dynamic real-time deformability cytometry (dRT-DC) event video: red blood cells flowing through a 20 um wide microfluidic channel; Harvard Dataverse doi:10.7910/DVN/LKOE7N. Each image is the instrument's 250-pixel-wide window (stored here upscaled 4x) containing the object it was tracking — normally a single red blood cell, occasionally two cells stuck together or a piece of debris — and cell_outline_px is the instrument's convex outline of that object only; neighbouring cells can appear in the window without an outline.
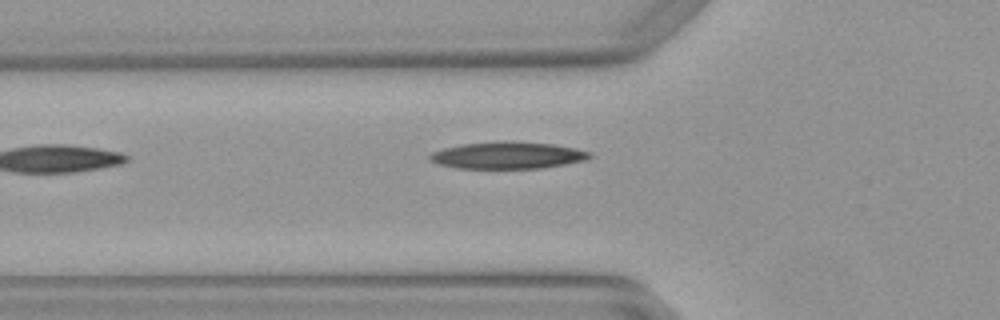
{"species": "Egyptian fruit bat (a non-hibernating species)", "species_latin": "Rousettus aegyptiacus", "temperature_condition": "warm", "stored_images_in_passage": 5, "camera_frame_rate_fps": 3000, "um_per_image_px": 0.085, "animal": {"sex": "female"}, "frame": {"image": 1, "passage_image": 5, "time_ms": 1.333, "image_size_px": [1000, 320], "cell_outline_px": [[592, 156], [584, 160], [564, 164], [540, 168], [456, 168], [440, 164], [428, 160], [428, 156], [432, 152], [444, 148], [460, 144], [504, 140], [552, 144], [576, 148], [592, 152]], "centroid_in_image_um": [43.13, 13.19], "position_along_channel_um": 82.7, "area_um2": 25.14}}